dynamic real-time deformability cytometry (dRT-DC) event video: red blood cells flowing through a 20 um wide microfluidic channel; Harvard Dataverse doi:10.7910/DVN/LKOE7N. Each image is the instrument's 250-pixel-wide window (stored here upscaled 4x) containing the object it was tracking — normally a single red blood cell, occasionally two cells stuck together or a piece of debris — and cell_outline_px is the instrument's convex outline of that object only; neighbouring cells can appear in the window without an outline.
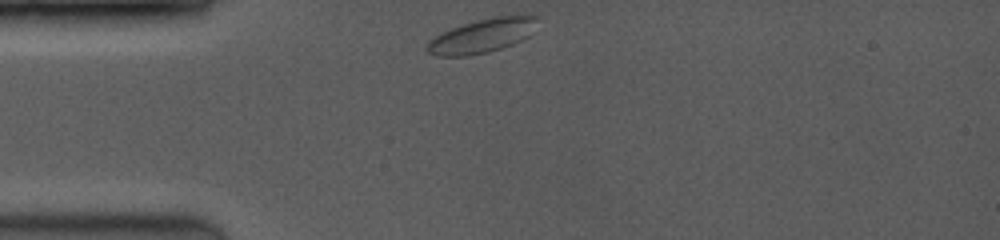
{"species": "common noctule bat (a hibernating species)", "species_latin": "Nyctalus noctula", "temperature_condition": "room temperature", "stored_images_in_passage": 28, "camera_frame_rate_fps": 3500, "um_per_image_px": 0.085, "animal": {"sex": "female", "body_mass_g": 19.0, "forearm_length_mm": 53.3}, "frame": {"image": 1, "passage_image": 1, "time_ms": 0.0, "image_size_px": [1000, 240], "cell_outline_px": [[540, 16], [528, 36], [512, 44], [488, 52], [468, 56], [436, 56], [428, 52], [424, 48], [428, 40], [440, 32], [476, 20], [492, 16], [516, 12], [528, 12]], "centroid_in_image_um": [41.02, 2.98], "position_along_channel_um": 44.0, "area_um2": 22.6}}
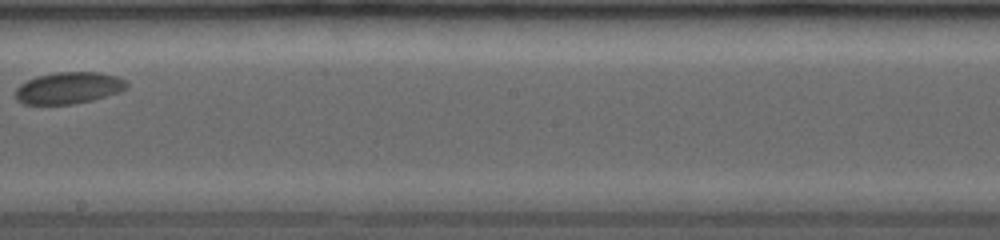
{"frame": {"image": 2, "passage_image": 16, "time_ms": 5.714, "image_size_px": [1000, 240], "cell_outline_px": [[128, 88], [120, 92], [92, 100], [72, 104], [24, 104], [16, 100], [16, 88], [20, 84], [36, 76], [56, 72], [100, 72], [116, 76], [124, 80], [128, 84]], "centroid_in_image_um": [5.84, 7.47], "position_along_channel_um": 242.4, "area_um2": 20.58}}
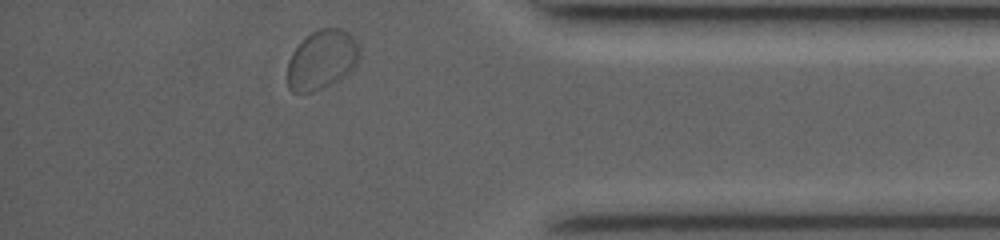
{"frame": {"image": 3, "passage_image": 28, "time_ms": 10.286, "image_size_px": [1000, 240], "cell_outline_px": [[360, 56], [356, 64], [352, 68], [336, 80], [312, 92], [292, 92], [288, 88], [288, 60], [292, 52], [312, 32], [320, 28], [340, 28], [348, 32], [360, 44]], "centroid_in_image_um": [27.36, 5.05], "position_along_channel_um": 407.8, "area_um2": 24.51}, "authors_computed_cell_mechanics": {"area_um2": 20.6924, "velocity_mm_per_s": 3.8473, "shape_relaxation_time_tau1_ms": 1.5614, "shape_relaxation_time_tau2_ms": null, "deformation_change_tau1": 0.0294, "deformation_change_tau2": null}}